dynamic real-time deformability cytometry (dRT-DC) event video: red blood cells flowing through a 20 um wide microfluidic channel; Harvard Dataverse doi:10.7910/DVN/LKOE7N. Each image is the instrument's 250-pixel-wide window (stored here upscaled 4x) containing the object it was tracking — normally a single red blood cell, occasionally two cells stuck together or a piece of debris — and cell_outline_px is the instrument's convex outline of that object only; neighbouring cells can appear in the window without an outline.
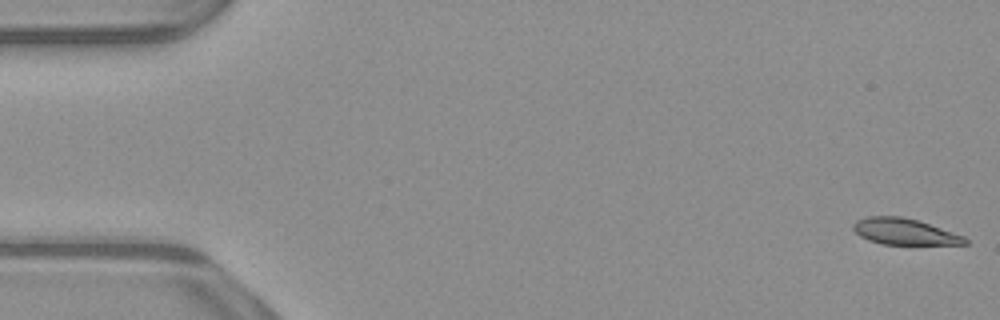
{"species": "common noctule bat (a hibernating species)", "species_latin": "Nyctalus noctula", "temperature_condition": "warm", "stored_images_in_passage": 54, "camera_frame_rate_fps": 3000, "um_per_image_px": 0.085, "animal": {"sex": "male", "body_mass_g": 23.1, "forearm_length_mm": 52.7}, "frame": {"image": 1, "passage_image": 1, "time_ms": 0.0, "image_size_px": [1000, 320], "cell_outline_px": [[968, 244], [880, 244], [868, 240], [860, 236], [852, 228], [852, 224], [856, 220], [868, 216], [900, 216], [916, 220], [964, 236], [968, 240]], "centroid_in_image_um": [76.83, 19.69], "position_along_channel_um": 8.2, "area_um2": 16.88}}
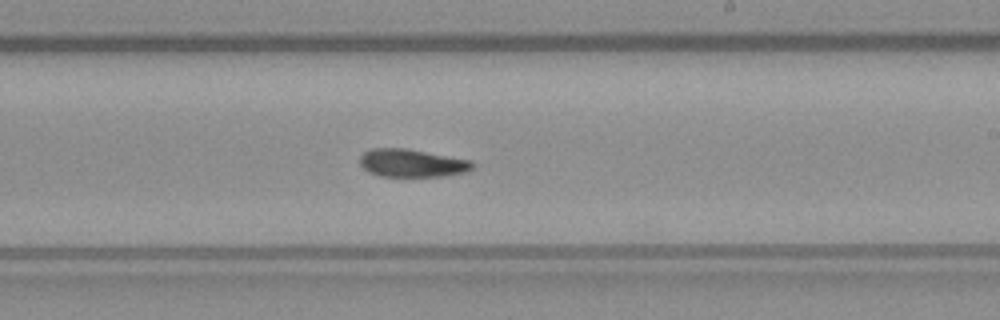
{"frame": {"image": 2, "passage_image": 31, "time_ms": 10.0, "image_size_px": [1000, 320], "cell_outline_px": [[476, 164], [468, 172], [444, 176], [380, 176], [368, 172], [360, 164], [360, 156], [364, 152], [372, 148], [408, 148], [472, 160]], "centroid_in_image_um": [35.05, 13.85], "position_along_channel_um": 253.9, "area_um2": 18.55}}
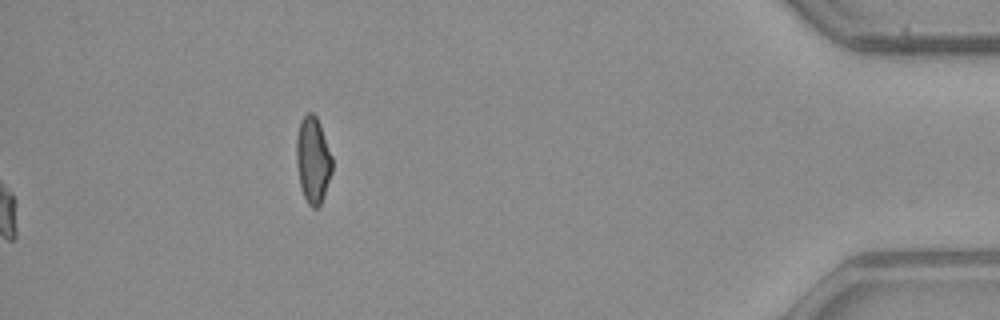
{"frame": {"image": 3, "passage_image": 54, "time_ms": 17.667, "image_size_px": [1000, 320], "cell_outline_px": [[332, 172], [324, 196], [320, 204], [316, 208], [312, 208], [308, 204], [300, 188], [296, 164], [296, 136], [300, 120], [308, 112], [312, 112], [316, 116], [320, 124], [332, 156]], "centroid_in_image_um": [26.59, 13.59], "position_along_channel_um": 408.6, "area_um2": 18.21}, "authors_computed_cell_mechanics": {"area_um2": 18.4382, "velocity_mm_per_s": 3.9019, "shape_relaxation_time_tau1_ms": null, "shape_relaxation_time_tau2_ms": 10.1334, "deformation_change_tau1": null, "deformation_change_tau2": 0.1707}}